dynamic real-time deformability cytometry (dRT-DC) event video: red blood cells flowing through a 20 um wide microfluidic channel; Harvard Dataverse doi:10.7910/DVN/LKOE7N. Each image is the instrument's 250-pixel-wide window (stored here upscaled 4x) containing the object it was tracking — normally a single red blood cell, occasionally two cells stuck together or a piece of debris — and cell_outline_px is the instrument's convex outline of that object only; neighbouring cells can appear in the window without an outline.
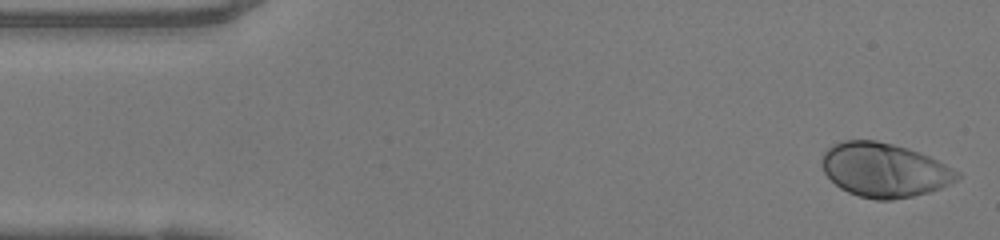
{"species": "human", "species_latin": "Homo sapiens", "temperature_condition": "warm", "stored_images_in_passage": 48, "camera_frame_rate_fps": 3000, "um_per_image_px": 0.085, "donor": {"sex": "female"}, "frame": {"image": 1, "passage_image": 1, "time_ms": 0.0, "image_size_px": [1000, 240], "cell_outline_px": [[960, 176], [956, 180], [940, 188], [928, 192], [912, 196], [892, 200], [876, 200], [860, 196], [848, 192], [840, 188], [824, 172], [820, 164], [820, 160], [824, 152], [832, 144], [840, 140], [876, 140], [908, 148], [920, 152], [960, 172]], "centroid_in_image_um": [75.12, 14.44], "position_along_channel_um": 9.9, "area_um2": 42.6}}
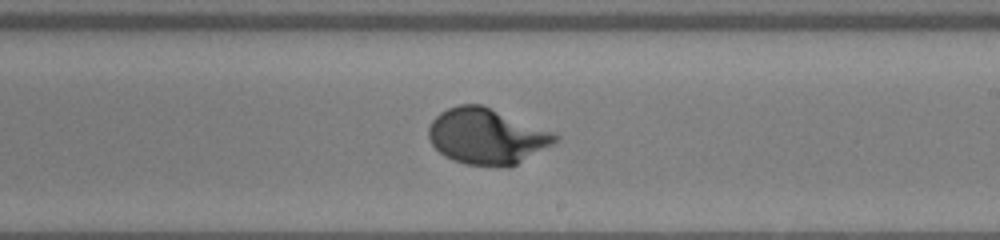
{"frame": {"image": 2, "passage_image": 27, "time_ms": 8.667, "image_size_px": [1000, 240], "cell_outline_px": [[560, 140], [556, 144], [516, 164], [464, 164], [452, 160], [444, 156], [432, 144], [428, 136], [428, 128], [432, 120], [440, 112], [448, 108], [460, 104], [480, 104], [556, 132], [560, 136]], "centroid_in_image_um": [41.41, 11.56], "position_along_channel_um": 247.6, "area_um2": 40.92}}
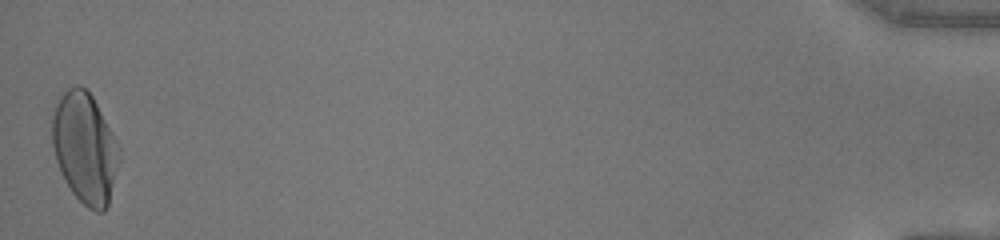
{"frame": {"image": 3, "passage_image": 48, "time_ms": 15.667, "image_size_px": [1000, 240], "cell_outline_px": [[120, 160], [108, 204], [104, 212], [96, 212], [88, 208], [72, 192], [64, 180], [60, 172], [56, 160], [52, 144], [52, 116], [56, 104], [60, 96], [68, 88], [76, 84], [80, 84], [92, 96], [112, 132], [120, 148]], "centroid_in_image_um": [7.21, 12.58], "position_along_channel_um": 428.0, "area_um2": 43.18}, "authors_computed_cell_mechanics": {"area_um2": 39.8531, "velocity_mm_per_s": 4.0722, "shape_relaxation_time_tau1_ms": 3.1821, "shape_relaxation_time_tau2_ms": null, "deformation_change_tau1": 0.2186, "deformation_change_tau2": null}}